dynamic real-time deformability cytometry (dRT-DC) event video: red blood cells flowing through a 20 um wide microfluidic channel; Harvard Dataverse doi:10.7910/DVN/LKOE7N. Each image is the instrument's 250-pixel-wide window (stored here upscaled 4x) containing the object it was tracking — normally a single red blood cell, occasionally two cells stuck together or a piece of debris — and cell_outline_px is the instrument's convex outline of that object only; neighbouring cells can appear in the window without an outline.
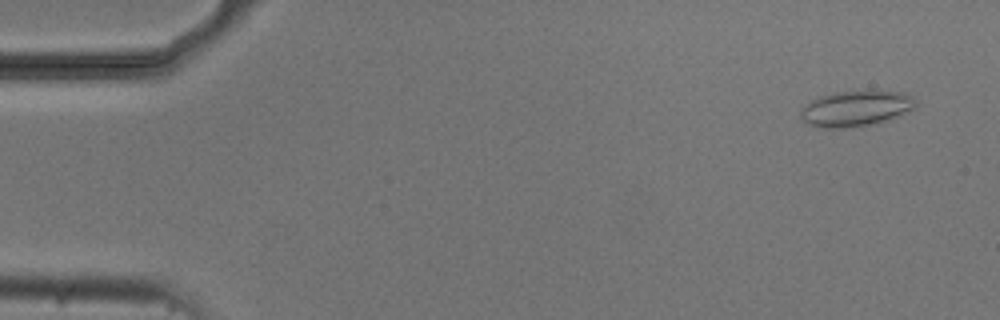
{"species": "common noctule bat (a hibernating species)", "species_latin": "Nyctalus noctula", "temperature_condition": "cold", "stored_images_in_passage": 50, "camera_frame_rate_fps": 3000, "um_per_image_px": 0.085, "animal": {"sex": "male", "body_mass_g": 20.5, "forearm_length_mm": 52.5}, "frame": {"image": 1, "passage_image": 3, "time_ms": 0.667, "image_size_px": [1000, 320], "cell_outline_px": [[916, 108], [900, 116], [888, 120], [868, 124], [844, 128], [824, 128], [808, 124], [800, 116], [800, 112], [804, 104], [816, 96], [836, 92], [904, 92], [912, 96], [916, 100]], "centroid_in_image_um": [72.74, 9.23], "position_along_channel_um": 12.3, "area_um2": 23.81}}
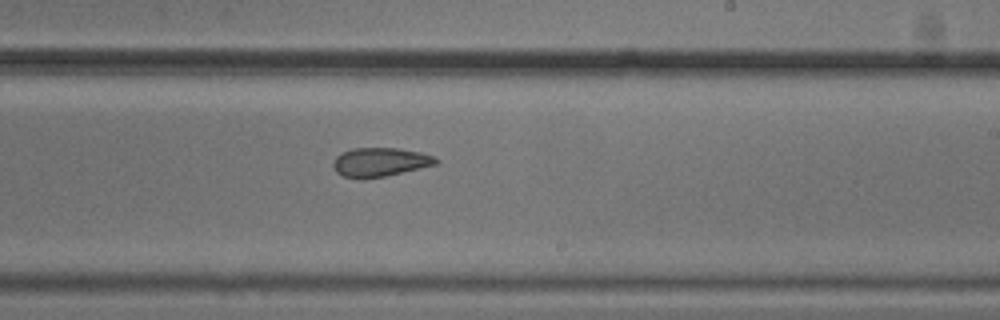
{"frame": {"image": 2, "passage_image": 32, "time_ms": 10.333, "image_size_px": [1000, 320], "cell_outline_px": [[440, 160], [436, 164], [384, 176], [344, 176], [336, 172], [332, 164], [336, 156], [340, 152], [352, 148], [400, 148], [420, 152], [436, 156]], "centroid_in_image_um": [32.33, 13.73], "position_along_channel_um": 256.7, "area_um2": 16.88}}
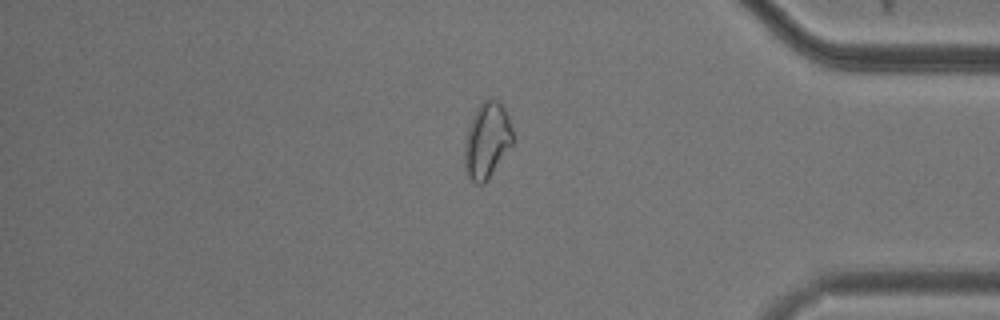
{"frame": {"image": 3, "passage_image": 45, "time_ms": 14.667, "image_size_px": [1000, 320], "cell_outline_px": [[512, 144], [488, 180], [484, 184], [476, 184], [468, 176], [464, 168], [464, 140], [472, 116], [476, 108], [488, 96], [496, 100], [504, 108], [508, 116], [512, 128]], "centroid_in_image_um": [41.36, 11.94], "position_along_channel_um": 393.8, "area_um2": 21.44}, "authors_computed_cell_mechanics": {"area_um2": 19.1607, "velocity_mm_per_s": 3.7485, "shape_relaxation_time_tau1_ms": null, "shape_relaxation_time_tau2_ms": 1.8451, "deformation_change_tau1": null, "deformation_change_tau2": 0.0774}}